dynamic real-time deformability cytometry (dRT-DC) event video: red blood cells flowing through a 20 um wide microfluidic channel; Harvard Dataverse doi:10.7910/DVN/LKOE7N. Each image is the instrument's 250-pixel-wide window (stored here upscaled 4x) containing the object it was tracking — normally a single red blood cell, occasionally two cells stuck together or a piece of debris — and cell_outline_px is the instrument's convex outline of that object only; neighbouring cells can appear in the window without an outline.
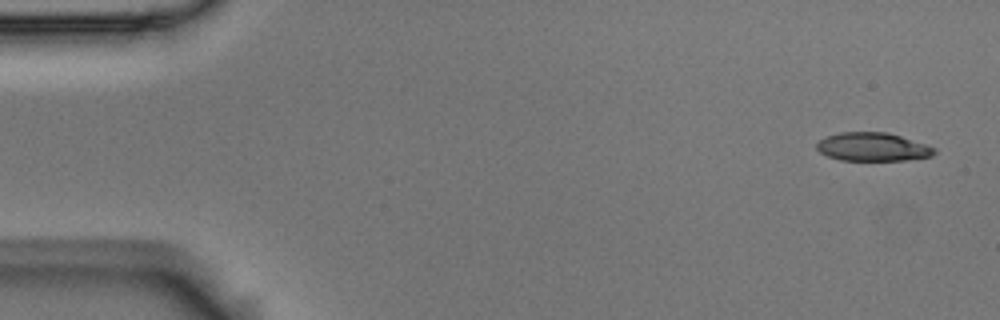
{"species": "Egyptian fruit bat (a non-hibernating species)", "species_latin": "Rousettus aegyptiacus", "temperature_condition": "room temperature", "stored_images_in_passage": 4, "camera_frame_rate_fps": 3000, "um_per_image_px": 0.085, "animal": {"sex": "male"}, "frame": {"image": 1, "passage_image": 1, "time_ms": 0.0, "image_size_px": [1000, 320], "cell_outline_px": [[936, 152], [932, 156], [904, 160], [840, 160], [828, 156], [820, 152], [816, 148], [816, 144], [820, 140], [828, 136], [840, 132], [888, 132], [936, 148]], "centroid_in_image_um": [74.17, 12.48], "position_along_channel_um": 10.8, "area_um2": 19.31}}
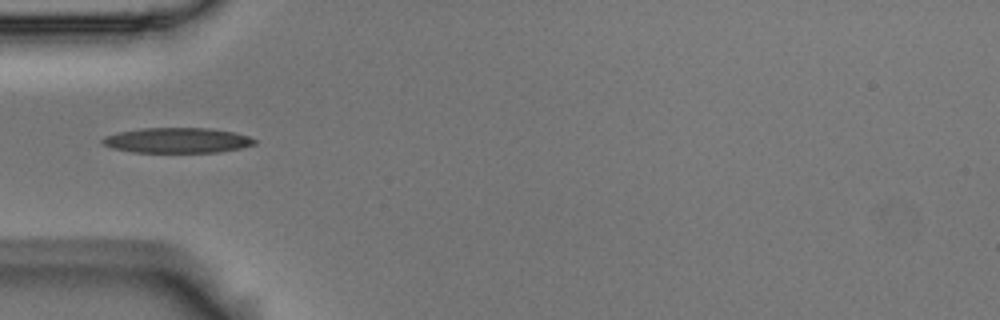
{"frame": {"image": 2, "passage_image": 4, "time_ms": 1.0, "image_size_px": [1000, 320], "cell_outline_px": [[256, 144], [240, 148], [216, 152], [132, 152], [112, 148], [100, 144], [100, 140], [104, 136], [120, 132], [140, 128], [212, 128], [232, 132], [248, 136], [256, 140]], "centroid_in_image_um": [15.02, 11.93], "position_along_channel_um": 70.0, "area_um2": 22.37}}